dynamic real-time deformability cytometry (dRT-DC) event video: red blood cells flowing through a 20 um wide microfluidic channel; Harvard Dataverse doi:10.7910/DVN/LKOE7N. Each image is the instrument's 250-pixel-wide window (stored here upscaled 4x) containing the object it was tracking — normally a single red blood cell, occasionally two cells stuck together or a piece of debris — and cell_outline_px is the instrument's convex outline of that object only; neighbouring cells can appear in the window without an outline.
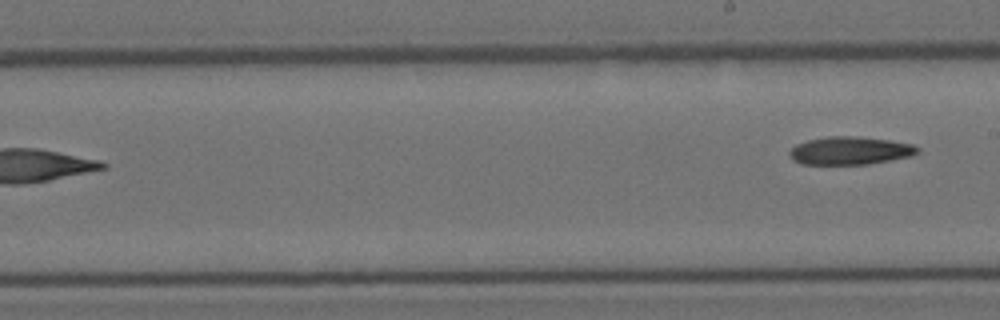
{"species": "Egyptian fruit bat (a non-hibernating species)", "species_latin": "Rousettus aegyptiacus", "temperature_condition": "room temperature", "stored_images_in_passage": 12, "segment_of_instrument_passage": [2, 2], "camera_frame_rate_fps": 3000, "um_per_image_px": 0.085, "animal": {"sex": "female"}, "frame": {"image": 1, "passage_image": 12, "time_ms": 3.667, "image_size_px": [1000, 320], "cell_outline_px": [[920, 152], [912, 156], [868, 164], [800, 164], [792, 160], [788, 156], [788, 152], [796, 144], [808, 140], [828, 136], [856, 136], [888, 140], [912, 144], [920, 148]], "centroid_in_image_um": [72.24, 12.81], "position_along_channel_um": 216.8, "area_um2": 20.98}}